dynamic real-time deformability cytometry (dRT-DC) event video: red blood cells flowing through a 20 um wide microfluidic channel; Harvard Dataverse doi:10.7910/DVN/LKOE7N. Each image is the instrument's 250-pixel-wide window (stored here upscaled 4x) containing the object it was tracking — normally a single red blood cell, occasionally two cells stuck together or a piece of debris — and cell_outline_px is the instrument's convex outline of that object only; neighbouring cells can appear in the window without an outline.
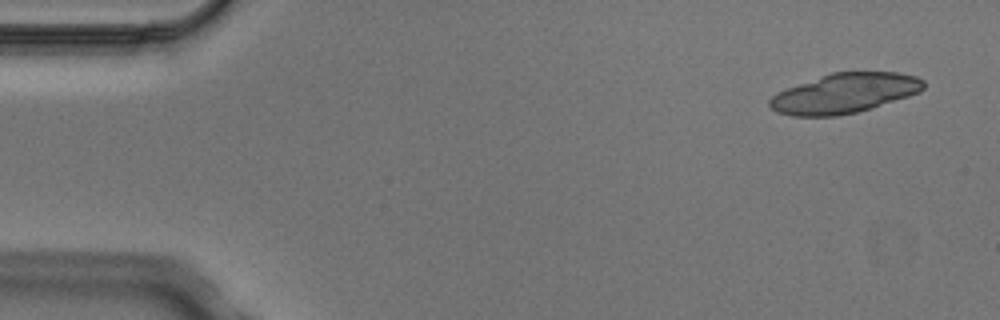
{"species": "Egyptian fruit bat (a non-hibernating species)", "species_latin": "Rousettus aegyptiacus", "temperature_condition": "cold", "stored_images_in_passage": 5, "segment_of_instrument_passage": [2, 2], "camera_frame_rate_fps": 3000, "um_per_image_px": 0.085, "animal": {"sex": "male"}, "frame": {"image": 1, "passage_image": 5, "time_ms": 1.333, "image_size_px": [1000, 320], "cell_outline_px": [[924, 88], [920, 92], [872, 108], [856, 112], [836, 116], [792, 116], [776, 112], [768, 104], [768, 100], [776, 92], [832, 72], [896, 72], [916, 76], [924, 80]], "centroid_in_image_um": [71.78, 7.93], "position_along_channel_um": 13.2, "area_um2": 35.55}}